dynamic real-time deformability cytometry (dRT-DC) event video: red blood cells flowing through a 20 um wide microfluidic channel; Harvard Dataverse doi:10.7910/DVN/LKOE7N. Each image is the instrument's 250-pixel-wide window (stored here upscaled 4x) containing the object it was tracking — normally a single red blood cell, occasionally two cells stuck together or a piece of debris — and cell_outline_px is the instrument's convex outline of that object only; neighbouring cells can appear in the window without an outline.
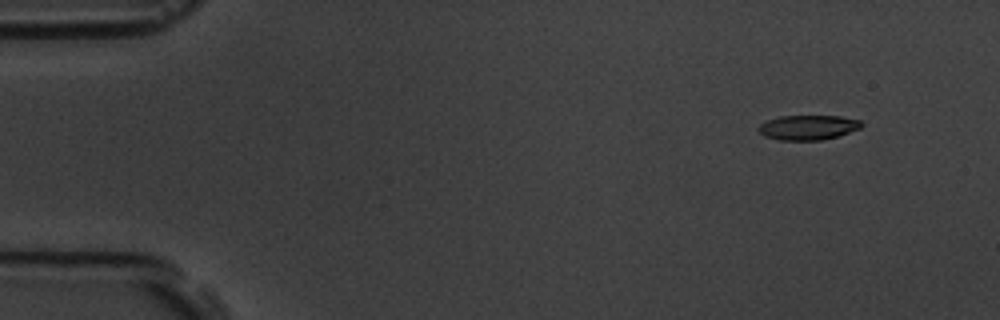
{"species": "common noctule bat (a hibernating species)", "species_latin": "Nyctalus noctula", "temperature_condition": "room temperature", "stored_images_in_passage": 4, "camera_frame_rate_fps": 3000, "um_per_image_px": 0.085, "animal": {"sex": "male", "body_mass_g": 19.5, "forearm_length_mm": 54.6}, "frame": {"image": 1, "passage_image": 1, "time_ms": 0.0, "image_size_px": [1000, 320], "cell_outline_px": [[864, 124], [860, 128], [836, 136], [820, 140], [780, 140], [764, 136], [756, 128], [760, 124], [768, 120], [780, 116], [840, 116], [860, 120]], "centroid_in_image_um": [68.66, 10.82], "position_along_channel_um": 16.3, "area_um2": 14.74}}